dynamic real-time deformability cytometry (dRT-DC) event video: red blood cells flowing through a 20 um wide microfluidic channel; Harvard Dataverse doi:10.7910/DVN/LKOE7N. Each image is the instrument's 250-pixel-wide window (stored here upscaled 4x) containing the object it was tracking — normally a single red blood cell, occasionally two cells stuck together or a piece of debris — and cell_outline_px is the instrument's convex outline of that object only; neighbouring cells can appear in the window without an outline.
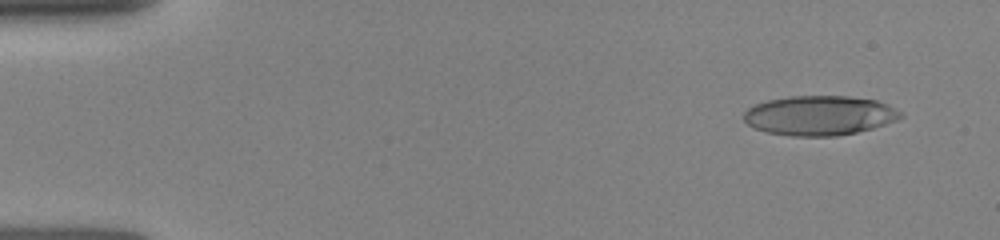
{"species": "human", "species_latin": "Homo sapiens", "temperature_condition": "room temperature", "stored_images_in_passage": 11, "camera_frame_rate_fps": 3000, "um_per_image_px": 0.085, "donor": {"sex": "female"}, "frame": {"image": 1, "passage_image": 2, "time_ms": 0.667, "image_size_px": [1000, 240], "cell_outline_px": [[904, 116], [896, 120], [872, 128], [856, 132], [836, 136], [792, 136], [768, 132], [756, 128], [748, 124], [744, 120], [744, 112], [748, 108], [756, 104], [768, 100], [788, 96], [848, 96], [876, 100], [888, 104], [900, 112]], "centroid_in_image_um": [69.66, 9.81], "position_along_channel_um": 15.3, "area_um2": 36.01}}
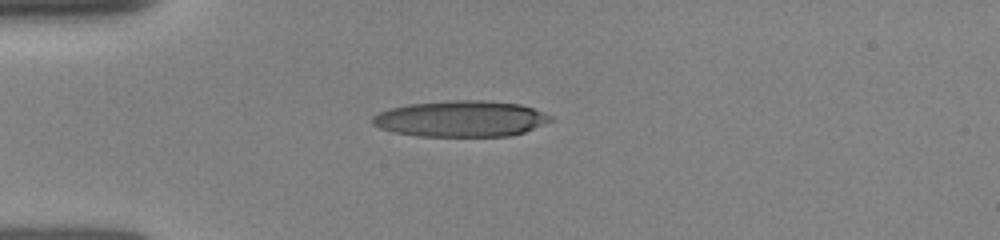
{"frame": {"image": 2, "passage_image": 8, "time_ms": 3.667, "image_size_px": [1000, 240], "cell_outline_px": [[556, 120], [524, 132], [512, 136], [416, 136], [392, 132], [380, 128], [372, 124], [372, 116], [388, 108], [408, 104], [456, 100], [484, 100], [520, 104], [544, 112], [552, 116]], "centroid_in_image_um": [39.19, 10.1], "position_along_channel_um": 45.8, "area_um2": 37.74}}
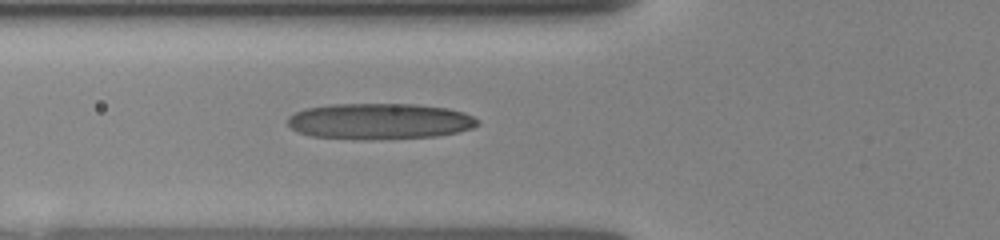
{"frame": {"image": 3, "passage_image": 11, "time_ms": 5.333, "image_size_px": [1000, 240], "cell_outline_px": [[480, 124], [472, 128], [460, 132], [436, 136], [368, 140], [312, 136], [296, 132], [288, 124], [288, 116], [304, 108], [332, 104], [416, 104], [448, 108], [464, 112], [480, 120]], "centroid_in_image_um": [32.29, 10.31], "position_along_channel_um": 93.5, "area_um2": 40.17}}